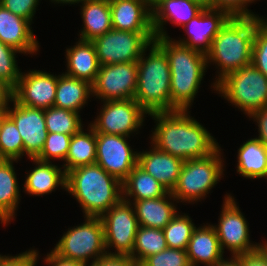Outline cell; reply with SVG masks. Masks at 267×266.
Wrapping results in <instances>:
<instances>
[{
    "label": "cell",
    "instance_id": "obj_1",
    "mask_svg": "<svg viewBox=\"0 0 267 266\" xmlns=\"http://www.w3.org/2000/svg\"><path fill=\"white\" fill-rule=\"evenodd\" d=\"M189 110L154 112L155 120L151 144L183 161L203 158L214 153L220 146L211 133L189 115Z\"/></svg>",
    "mask_w": 267,
    "mask_h": 266
},
{
    "label": "cell",
    "instance_id": "obj_2",
    "mask_svg": "<svg viewBox=\"0 0 267 266\" xmlns=\"http://www.w3.org/2000/svg\"><path fill=\"white\" fill-rule=\"evenodd\" d=\"M154 42L166 53L169 62L171 111L190 110L207 72L206 55L171 37H156Z\"/></svg>",
    "mask_w": 267,
    "mask_h": 266
},
{
    "label": "cell",
    "instance_id": "obj_3",
    "mask_svg": "<svg viewBox=\"0 0 267 266\" xmlns=\"http://www.w3.org/2000/svg\"><path fill=\"white\" fill-rule=\"evenodd\" d=\"M262 22L261 16L231 17L214 37L206 54L207 66L212 63L218 69L211 84L214 91L225 75L251 64L255 31Z\"/></svg>",
    "mask_w": 267,
    "mask_h": 266
},
{
    "label": "cell",
    "instance_id": "obj_4",
    "mask_svg": "<svg viewBox=\"0 0 267 266\" xmlns=\"http://www.w3.org/2000/svg\"><path fill=\"white\" fill-rule=\"evenodd\" d=\"M65 191L80 204L84 217H101L122 199V182L95 163L68 171Z\"/></svg>",
    "mask_w": 267,
    "mask_h": 266
},
{
    "label": "cell",
    "instance_id": "obj_5",
    "mask_svg": "<svg viewBox=\"0 0 267 266\" xmlns=\"http://www.w3.org/2000/svg\"><path fill=\"white\" fill-rule=\"evenodd\" d=\"M137 66L134 99L148 114L171 111V73L166 53L153 41L143 51Z\"/></svg>",
    "mask_w": 267,
    "mask_h": 266
},
{
    "label": "cell",
    "instance_id": "obj_6",
    "mask_svg": "<svg viewBox=\"0 0 267 266\" xmlns=\"http://www.w3.org/2000/svg\"><path fill=\"white\" fill-rule=\"evenodd\" d=\"M221 150L219 147L211 155L184 161L177 185L171 192L177 203L201 202L224 177Z\"/></svg>",
    "mask_w": 267,
    "mask_h": 266
},
{
    "label": "cell",
    "instance_id": "obj_7",
    "mask_svg": "<svg viewBox=\"0 0 267 266\" xmlns=\"http://www.w3.org/2000/svg\"><path fill=\"white\" fill-rule=\"evenodd\" d=\"M215 91L248 117L267 107V77L252 63L225 75Z\"/></svg>",
    "mask_w": 267,
    "mask_h": 266
},
{
    "label": "cell",
    "instance_id": "obj_8",
    "mask_svg": "<svg viewBox=\"0 0 267 266\" xmlns=\"http://www.w3.org/2000/svg\"><path fill=\"white\" fill-rule=\"evenodd\" d=\"M84 219L85 222L81 225L68 228L53 250L61 257L78 260L90 266L107 254L104 228L100 217Z\"/></svg>",
    "mask_w": 267,
    "mask_h": 266
},
{
    "label": "cell",
    "instance_id": "obj_9",
    "mask_svg": "<svg viewBox=\"0 0 267 266\" xmlns=\"http://www.w3.org/2000/svg\"><path fill=\"white\" fill-rule=\"evenodd\" d=\"M154 32H132L111 29L92 42L100 66L138 62L143 51L155 40Z\"/></svg>",
    "mask_w": 267,
    "mask_h": 266
},
{
    "label": "cell",
    "instance_id": "obj_10",
    "mask_svg": "<svg viewBox=\"0 0 267 266\" xmlns=\"http://www.w3.org/2000/svg\"><path fill=\"white\" fill-rule=\"evenodd\" d=\"M104 228L106 252L109 255H128L133 251L139 223L132 203L121 199L100 217ZM110 248L115 252L109 251Z\"/></svg>",
    "mask_w": 267,
    "mask_h": 266
},
{
    "label": "cell",
    "instance_id": "obj_11",
    "mask_svg": "<svg viewBox=\"0 0 267 266\" xmlns=\"http://www.w3.org/2000/svg\"><path fill=\"white\" fill-rule=\"evenodd\" d=\"M99 115L90 122L95 133L128 136L143 126L148 113L135 99L101 101Z\"/></svg>",
    "mask_w": 267,
    "mask_h": 266
},
{
    "label": "cell",
    "instance_id": "obj_12",
    "mask_svg": "<svg viewBox=\"0 0 267 266\" xmlns=\"http://www.w3.org/2000/svg\"><path fill=\"white\" fill-rule=\"evenodd\" d=\"M218 220V224L212 226L223 253L228 249L232 256H238L256 250L258 243L250 240L249 223L237 206L236 199L229 193L224 197Z\"/></svg>",
    "mask_w": 267,
    "mask_h": 266
},
{
    "label": "cell",
    "instance_id": "obj_13",
    "mask_svg": "<svg viewBox=\"0 0 267 266\" xmlns=\"http://www.w3.org/2000/svg\"><path fill=\"white\" fill-rule=\"evenodd\" d=\"M137 74V62L100 66L92 84V97L100 101L134 99Z\"/></svg>",
    "mask_w": 267,
    "mask_h": 266
},
{
    "label": "cell",
    "instance_id": "obj_14",
    "mask_svg": "<svg viewBox=\"0 0 267 266\" xmlns=\"http://www.w3.org/2000/svg\"><path fill=\"white\" fill-rule=\"evenodd\" d=\"M128 136L96 133V164L123 182L138 162V151H133Z\"/></svg>",
    "mask_w": 267,
    "mask_h": 266
},
{
    "label": "cell",
    "instance_id": "obj_15",
    "mask_svg": "<svg viewBox=\"0 0 267 266\" xmlns=\"http://www.w3.org/2000/svg\"><path fill=\"white\" fill-rule=\"evenodd\" d=\"M59 75L42 70L22 72L12 90V98L21 105L47 109L54 106Z\"/></svg>",
    "mask_w": 267,
    "mask_h": 266
},
{
    "label": "cell",
    "instance_id": "obj_16",
    "mask_svg": "<svg viewBox=\"0 0 267 266\" xmlns=\"http://www.w3.org/2000/svg\"><path fill=\"white\" fill-rule=\"evenodd\" d=\"M13 108L8 105L6 114L14 121L24 143V156L36 158L45 144L47 130L44 110L18 104L12 98Z\"/></svg>",
    "mask_w": 267,
    "mask_h": 266
},
{
    "label": "cell",
    "instance_id": "obj_17",
    "mask_svg": "<svg viewBox=\"0 0 267 266\" xmlns=\"http://www.w3.org/2000/svg\"><path fill=\"white\" fill-rule=\"evenodd\" d=\"M230 18L224 10L205 7L182 27L188 35L187 38L175 41L206 55L211 49L214 37Z\"/></svg>",
    "mask_w": 267,
    "mask_h": 266
},
{
    "label": "cell",
    "instance_id": "obj_18",
    "mask_svg": "<svg viewBox=\"0 0 267 266\" xmlns=\"http://www.w3.org/2000/svg\"><path fill=\"white\" fill-rule=\"evenodd\" d=\"M31 22L13 14L0 4V41L21 54L35 55L39 43L33 33Z\"/></svg>",
    "mask_w": 267,
    "mask_h": 266
},
{
    "label": "cell",
    "instance_id": "obj_19",
    "mask_svg": "<svg viewBox=\"0 0 267 266\" xmlns=\"http://www.w3.org/2000/svg\"><path fill=\"white\" fill-rule=\"evenodd\" d=\"M205 7L200 0H162L152 10L155 37H170L164 28L166 22L183 27Z\"/></svg>",
    "mask_w": 267,
    "mask_h": 266
},
{
    "label": "cell",
    "instance_id": "obj_20",
    "mask_svg": "<svg viewBox=\"0 0 267 266\" xmlns=\"http://www.w3.org/2000/svg\"><path fill=\"white\" fill-rule=\"evenodd\" d=\"M151 146L149 151L138 152L137 165L159 181L168 192H172L177 185L184 161L159 150L153 144Z\"/></svg>",
    "mask_w": 267,
    "mask_h": 266
},
{
    "label": "cell",
    "instance_id": "obj_21",
    "mask_svg": "<svg viewBox=\"0 0 267 266\" xmlns=\"http://www.w3.org/2000/svg\"><path fill=\"white\" fill-rule=\"evenodd\" d=\"M112 28L132 32H154L152 11L141 0H115L109 3Z\"/></svg>",
    "mask_w": 267,
    "mask_h": 266
},
{
    "label": "cell",
    "instance_id": "obj_22",
    "mask_svg": "<svg viewBox=\"0 0 267 266\" xmlns=\"http://www.w3.org/2000/svg\"><path fill=\"white\" fill-rule=\"evenodd\" d=\"M186 252L191 266H214L224 257L216 231L208 223L194 229Z\"/></svg>",
    "mask_w": 267,
    "mask_h": 266
},
{
    "label": "cell",
    "instance_id": "obj_23",
    "mask_svg": "<svg viewBox=\"0 0 267 266\" xmlns=\"http://www.w3.org/2000/svg\"><path fill=\"white\" fill-rule=\"evenodd\" d=\"M35 168L28 171L23 184L24 192L33 196H44L52 193L59 186L66 190V173L63 167L51 162L30 158Z\"/></svg>",
    "mask_w": 267,
    "mask_h": 266
},
{
    "label": "cell",
    "instance_id": "obj_24",
    "mask_svg": "<svg viewBox=\"0 0 267 266\" xmlns=\"http://www.w3.org/2000/svg\"><path fill=\"white\" fill-rule=\"evenodd\" d=\"M65 53L67 70L64 74L93 84L100 68L93 42L78 39Z\"/></svg>",
    "mask_w": 267,
    "mask_h": 266
},
{
    "label": "cell",
    "instance_id": "obj_25",
    "mask_svg": "<svg viewBox=\"0 0 267 266\" xmlns=\"http://www.w3.org/2000/svg\"><path fill=\"white\" fill-rule=\"evenodd\" d=\"M175 201L171 192L159 198L134 201L139 226L163 229L178 213Z\"/></svg>",
    "mask_w": 267,
    "mask_h": 266
},
{
    "label": "cell",
    "instance_id": "obj_26",
    "mask_svg": "<svg viewBox=\"0 0 267 266\" xmlns=\"http://www.w3.org/2000/svg\"><path fill=\"white\" fill-rule=\"evenodd\" d=\"M80 5L83 20L79 39L93 41L112 29L111 9L109 2L86 0Z\"/></svg>",
    "mask_w": 267,
    "mask_h": 266
},
{
    "label": "cell",
    "instance_id": "obj_27",
    "mask_svg": "<svg viewBox=\"0 0 267 266\" xmlns=\"http://www.w3.org/2000/svg\"><path fill=\"white\" fill-rule=\"evenodd\" d=\"M14 162L18 161L3 160L0 163V222L3 226L15 219L21 198Z\"/></svg>",
    "mask_w": 267,
    "mask_h": 266
},
{
    "label": "cell",
    "instance_id": "obj_28",
    "mask_svg": "<svg viewBox=\"0 0 267 266\" xmlns=\"http://www.w3.org/2000/svg\"><path fill=\"white\" fill-rule=\"evenodd\" d=\"M92 96V84L64 74L58 77L54 107L80 113Z\"/></svg>",
    "mask_w": 267,
    "mask_h": 266
},
{
    "label": "cell",
    "instance_id": "obj_29",
    "mask_svg": "<svg viewBox=\"0 0 267 266\" xmlns=\"http://www.w3.org/2000/svg\"><path fill=\"white\" fill-rule=\"evenodd\" d=\"M236 171L247 179L267 180V146L257 138L248 139L238 148Z\"/></svg>",
    "mask_w": 267,
    "mask_h": 266
},
{
    "label": "cell",
    "instance_id": "obj_30",
    "mask_svg": "<svg viewBox=\"0 0 267 266\" xmlns=\"http://www.w3.org/2000/svg\"><path fill=\"white\" fill-rule=\"evenodd\" d=\"M167 193L168 190L159 181L138 165L133 168L122 182V199L130 203L163 197Z\"/></svg>",
    "mask_w": 267,
    "mask_h": 266
},
{
    "label": "cell",
    "instance_id": "obj_31",
    "mask_svg": "<svg viewBox=\"0 0 267 266\" xmlns=\"http://www.w3.org/2000/svg\"><path fill=\"white\" fill-rule=\"evenodd\" d=\"M84 130L82 128L71 137L65 164L62 165L65 173L79 166L96 163V133L90 125L86 130L88 132Z\"/></svg>",
    "mask_w": 267,
    "mask_h": 266
},
{
    "label": "cell",
    "instance_id": "obj_32",
    "mask_svg": "<svg viewBox=\"0 0 267 266\" xmlns=\"http://www.w3.org/2000/svg\"><path fill=\"white\" fill-rule=\"evenodd\" d=\"M167 248L163 229L139 226L130 257L140 264L148 256Z\"/></svg>",
    "mask_w": 267,
    "mask_h": 266
},
{
    "label": "cell",
    "instance_id": "obj_33",
    "mask_svg": "<svg viewBox=\"0 0 267 266\" xmlns=\"http://www.w3.org/2000/svg\"><path fill=\"white\" fill-rule=\"evenodd\" d=\"M44 118L48 133L73 135L84 125L80 113L54 106L44 110Z\"/></svg>",
    "mask_w": 267,
    "mask_h": 266
},
{
    "label": "cell",
    "instance_id": "obj_34",
    "mask_svg": "<svg viewBox=\"0 0 267 266\" xmlns=\"http://www.w3.org/2000/svg\"><path fill=\"white\" fill-rule=\"evenodd\" d=\"M0 155L4 160H21L24 143L14 121L6 114L0 124Z\"/></svg>",
    "mask_w": 267,
    "mask_h": 266
},
{
    "label": "cell",
    "instance_id": "obj_35",
    "mask_svg": "<svg viewBox=\"0 0 267 266\" xmlns=\"http://www.w3.org/2000/svg\"><path fill=\"white\" fill-rule=\"evenodd\" d=\"M178 213L163 228V231L167 247L186 250L196 226L189 215Z\"/></svg>",
    "mask_w": 267,
    "mask_h": 266
},
{
    "label": "cell",
    "instance_id": "obj_36",
    "mask_svg": "<svg viewBox=\"0 0 267 266\" xmlns=\"http://www.w3.org/2000/svg\"><path fill=\"white\" fill-rule=\"evenodd\" d=\"M71 137L72 135L63 133H48L44 147L36 159L44 162H51L50 160L52 159H61L65 163Z\"/></svg>",
    "mask_w": 267,
    "mask_h": 266
},
{
    "label": "cell",
    "instance_id": "obj_37",
    "mask_svg": "<svg viewBox=\"0 0 267 266\" xmlns=\"http://www.w3.org/2000/svg\"><path fill=\"white\" fill-rule=\"evenodd\" d=\"M20 52L0 41V78L12 89L17 85L21 75L16 54Z\"/></svg>",
    "mask_w": 267,
    "mask_h": 266
},
{
    "label": "cell",
    "instance_id": "obj_38",
    "mask_svg": "<svg viewBox=\"0 0 267 266\" xmlns=\"http://www.w3.org/2000/svg\"><path fill=\"white\" fill-rule=\"evenodd\" d=\"M140 266H191L186 250L167 248L145 258Z\"/></svg>",
    "mask_w": 267,
    "mask_h": 266
},
{
    "label": "cell",
    "instance_id": "obj_39",
    "mask_svg": "<svg viewBox=\"0 0 267 266\" xmlns=\"http://www.w3.org/2000/svg\"><path fill=\"white\" fill-rule=\"evenodd\" d=\"M251 63L267 77V25L263 22L255 31Z\"/></svg>",
    "mask_w": 267,
    "mask_h": 266
},
{
    "label": "cell",
    "instance_id": "obj_40",
    "mask_svg": "<svg viewBox=\"0 0 267 266\" xmlns=\"http://www.w3.org/2000/svg\"><path fill=\"white\" fill-rule=\"evenodd\" d=\"M255 0H208L206 7L226 11L231 17H259L247 7Z\"/></svg>",
    "mask_w": 267,
    "mask_h": 266
},
{
    "label": "cell",
    "instance_id": "obj_41",
    "mask_svg": "<svg viewBox=\"0 0 267 266\" xmlns=\"http://www.w3.org/2000/svg\"><path fill=\"white\" fill-rule=\"evenodd\" d=\"M39 0H0V4L10 12L18 15L31 23L35 17Z\"/></svg>",
    "mask_w": 267,
    "mask_h": 266
},
{
    "label": "cell",
    "instance_id": "obj_42",
    "mask_svg": "<svg viewBox=\"0 0 267 266\" xmlns=\"http://www.w3.org/2000/svg\"><path fill=\"white\" fill-rule=\"evenodd\" d=\"M38 258V250L28 249L15 256L4 255L0 260V266H36Z\"/></svg>",
    "mask_w": 267,
    "mask_h": 266
},
{
    "label": "cell",
    "instance_id": "obj_43",
    "mask_svg": "<svg viewBox=\"0 0 267 266\" xmlns=\"http://www.w3.org/2000/svg\"><path fill=\"white\" fill-rule=\"evenodd\" d=\"M90 266H139V264L128 255L105 254Z\"/></svg>",
    "mask_w": 267,
    "mask_h": 266
},
{
    "label": "cell",
    "instance_id": "obj_44",
    "mask_svg": "<svg viewBox=\"0 0 267 266\" xmlns=\"http://www.w3.org/2000/svg\"><path fill=\"white\" fill-rule=\"evenodd\" d=\"M253 118L254 122H257L258 126V137L263 144L267 146V107H264L260 110H257L253 112L250 116L249 119Z\"/></svg>",
    "mask_w": 267,
    "mask_h": 266
},
{
    "label": "cell",
    "instance_id": "obj_45",
    "mask_svg": "<svg viewBox=\"0 0 267 266\" xmlns=\"http://www.w3.org/2000/svg\"><path fill=\"white\" fill-rule=\"evenodd\" d=\"M43 259L45 263L49 266H89L78 260L61 257L53 250V248L50 253H48Z\"/></svg>",
    "mask_w": 267,
    "mask_h": 266
},
{
    "label": "cell",
    "instance_id": "obj_46",
    "mask_svg": "<svg viewBox=\"0 0 267 266\" xmlns=\"http://www.w3.org/2000/svg\"><path fill=\"white\" fill-rule=\"evenodd\" d=\"M238 256L241 266H266L263 257L256 250Z\"/></svg>",
    "mask_w": 267,
    "mask_h": 266
},
{
    "label": "cell",
    "instance_id": "obj_47",
    "mask_svg": "<svg viewBox=\"0 0 267 266\" xmlns=\"http://www.w3.org/2000/svg\"><path fill=\"white\" fill-rule=\"evenodd\" d=\"M12 88L0 78V110L12 104Z\"/></svg>",
    "mask_w": 267,
    "mask_h": 266
},
{
    "label": "cell",
    "instance_id": "obj_48",
    "mask_svg": "<svg viewBox=\"0 0 267 266\" xmlns=\"http://www.w3.org/2000/svg\"><path fill=\"white\" fill-rule=\"evenodd\" d=\"M214 266H241V262L239 256L231 255L229 259H220Z\"/></svg>",
    "mask_w": 267,
    "mask_h": 266
},
{
    "label": "cell",
    "instance_id": "obj_49",
    "mask_svg": "<svg viewBox=\"0 0 267 266\" xmlns=\"http://www.w3.org/2000/svg\"><path fill=\"white\" fill-rule=\"evenodd\" d=\"M256 251L263 257V260L267 266V241L257 244Z\"/></svg>",
    "mask_w": 267,
    "mask_h": 266
},
{
    "label": "cell",
    "instance_id": "obj_50",
    "mask_svg": "<svg viewBox=\"0 0 267 266\" xmlns=\"http://www.w3.org/2000/svg\"><path fill=\"white\" fill-rule=\"evenodd\" d=\"M50 1H51L52 3H54V4L57 3V4H60V5H61V4H64V5H65V4H67V5H68V4H71V5L74 4V5H75L76 3H77V4H79V3H83V2L86 1V0H50Z\"/></svg>",
    "mask_w": 267,
    "mask_h": 266
},
{
    "label": "cell",
    "instance_id": "obj_51",
    "mask_svg": "<svg viewBox=\"0 0 267 266\" xmlns=\"http://www.w3.org/2000/svg\"><path fill=\"white\" fill-rule=\"evenodd\" d=\"M151 11L156 5H158L162 0H141Z\"/></svg>",
    "mask_w": 267,
    "mask_h": 266
},
{
    "label": "cell",
    "instance_id": "obj_52",
    "mask_svg": "<svg viewBox=\"0 0 267 266\" xmlns=\"http://www.w3.org/2000/svg\"><path fill=\"white\" fill-rule=\"evenodd\" d=\"M6 115V110H0V124L1 121L3 120V117Z\"/></svg>",
    "mask_w": 267,
    "mask_h": 266
},
{
    "label": "cell",
    "instance_id": "obj_53",
    "mask_svg": "<svg viewBox=\"0 0 267 266\" xmlns=\"http://www.w3.org/2000/svg\"><path fill=\"white\" fill-rule=\"evenodd\" d=\"M262 21H263V23H265L267 25V19H264L263 16H262Z\"/></svg>",
    "mask_w": 267,
    "mask_h": 266
},
{
    "label": "cell",
    "instance_id": "obj_54",
    "mask_svg": "<svg viewBox=\"0 0 267 266\" xmlns=\"http://www.w3.org/2000/svg\"><path fill=\"white\" fill-rule=\"evenodd\" d=\"M98 1H105V2H112V1H115V0H98Z\"/></svg>",
    "mask_w": 267,
    "mask_h": 266
},
{
    "label": "cell",
    "instance_id": "obj_55",
    "mask_svg": "<svg viewBox=\"0 0 267 266\" xmlns=\"http://www.w3.org/2000/svg\"><path fill=\"white\" fill-rule=\"evenodd\" d=\"M200 1H202L204 4H206L208 0H200Z\"/></svg>",
    "mask_w": 267,
    "mask_h": 266
},
{
    "label": "cell",
    "instance_id": "obj_56",
    "mask_svg": "<svg viewBox=\"0 0 267 266\" xmlns=\"http://www.w3.org/2000/svg\"><path fill=\"white\" fill-rule=\"evenodd\" d=\"M4 159L1 157V155H0V163L3 161Z\"/></svg>",
    "mask_w": 267,
    "mask_h": 266
}]
</instances>
